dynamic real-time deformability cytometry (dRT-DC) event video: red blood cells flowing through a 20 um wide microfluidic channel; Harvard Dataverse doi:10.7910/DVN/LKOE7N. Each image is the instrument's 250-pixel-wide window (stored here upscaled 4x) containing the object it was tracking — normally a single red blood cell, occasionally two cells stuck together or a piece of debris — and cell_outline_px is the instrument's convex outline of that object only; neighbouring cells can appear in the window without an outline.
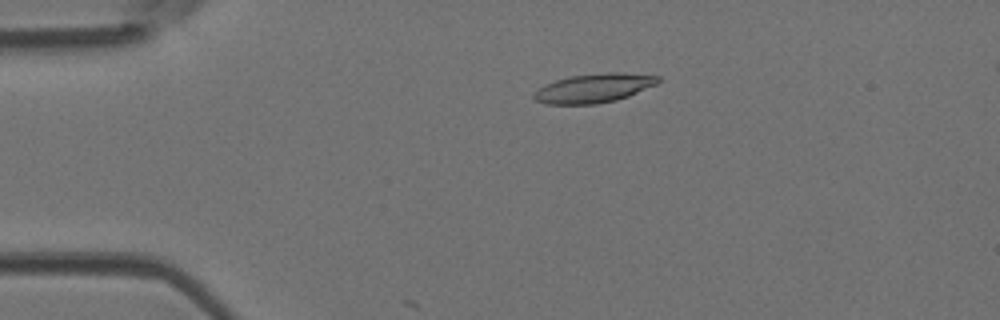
{"species": "Egyptian fruit bat (a non-hibernating species)", "species_latin": "Rousettus aegyptiacus", "temperature_condition": "room temperature", "stored_images_in_passage": 7, "camera_frame_rate_fps": 3000, "um_per_image_px": 0.085, "animal": {"sex": "female"}, "frame": {"image": 1, "passage_image": 4, "time_ms": 1.0, "image_size_px": [1000, 320], "cell_outline_px": [[660, 80], [656, 84], [628, 96], [616, 100], [596, 104], [544, 104], [536, 100], [532, 96], [532, 92], [544, 84], [568, 76], [604, 72], [616, 72], [660, 76]], "centroid_in_image_um": [50.42, 7.49], "position_along_channel_um": 34.6, "area_um2": 21.1}}